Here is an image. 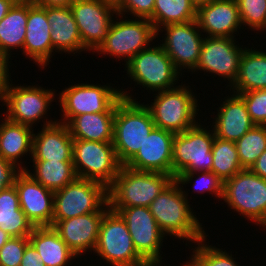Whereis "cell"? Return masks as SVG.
Segmentation results:
<instances>
[{
	"instance_id": "32",
	"label": "cell",
	"mask_w": 266,
	"mask_h": 266,
	"mask_svg": "<svg viewBox=\"0 0 266 266\" xmlns=\"http://www.w3.org/2000/svg\"><path fill=\"white\" fill-rule=\"evenodd\" d=\"M32 168L25 170L35 181L55 192L73 182L75 174L73 162L30 161Z\"/></svg>"
},
{
	"instance_id": "16",
	"label": "cell",
	"mask_w": 266,
	"mask_h": 266,
	"mask_svg": "<svg viewBox=\"0 0 266 266\" xmlns=\"http://www.w3.org/2000/svg\"><path fill=\"white\" fill-rule=\"evenodd\" d=\"M236 40L229 37L204 36L199 63L192 74L197 71H203L206 75L207 72L214 74L212 77L219 76L224 78L225 82L228 80L226 89L230 87L237 77L241 55L246 48Z\"/></svg>"
},
{
	"instance_id": "44",
	"label": "cell",
	"mask_w": 266,
	"mask_h": 266,
	"mask_svg": "<svg viewBox=\"0 0 266 266\" xmlns=\"http://www.w3.org/2000/svg\"><path fill=\"white\" fill-rule=\"evenodd\" d=\"M20 266H45L37 250L29 244L24 251Z\"/></svg>"
},
{
	"instance_id": "51",
	"label": "cell",
	"mask_w": 266,
	"mask_h": 266,
	"mask_svg": "<svg viewBox=\"0 0 266 266\" xmlns=\"http://www.w3.org/2000/svg\"><path fill=\"white\" fill-rule=\"evenodd\" d=\"M103 1L110 3L114 6H116L120 2V0H103Z\"/></svg>"
},
{
	"instance_id": "2",
	"label": "cell",
	"mask_w": 266,
	"mask_h": 266,
	"mask_svg": "<svg viewBox=\"0 0 266 266\" xmlns=\"http://www.w3.org/2000/svg\"><path fill=\"white\" fill-rule=\"evenodd\" d=\"M125 90L126 88L120 89L121 97L117 100L112 140L121 165H125L138 152L156 127L144 102L138 103L130 90Z\"/></svg>"
},
{
	"instance_id": "28",
	"label": "cell",
	"mask_w": 266,
	"mask_h": 266,
	"mask_svg": "<svg viewBox=\"0 0 266 266\" xmlns=\"http://www.w3.org/2000/svg\"><path fill=\"white\" fill-rule=\"evenodd\" d=\"M117 101L106 111L82 114L67 125L74 140L112 142Z\"/></svg>"
},
{
	"instance_id": "36",
	"label": "cell",
	"mask_w": 266,
	"mask_h": 266,
	"mask_svg": "<svg viewBox=\"0 0 266 266\" xmlns=\"http://www.w3.org/2000/svg\"><path fill=\"white\" fill-rule=\"evenodd\" d=\"M175 180L182 189L186 188L187 184L193 183L191 186L192 192H197V195L208 193L211 194L212 197L214 195L216 199L218 198L222 201L223 181L211 171L180 173L175 177ZM183 185L185 187H183Z\"/></svg>"
},
{
	"instance_id": "29",
	"label": "cell",
	"mask_w": 266,
	"mask_h": 266,
	"mask_svg": "<svg viewBox=\"0 0 266 266\" xmlns=\"http://www.w3.org/2000/svg\"><path fill=\"white\" fill-rule=\"evenodd\" d=\"M228 89L235 94L266 89V52L264 50L246 46L241 55L237 77Z\"/></svg>"
},
{
	"instance_id": "40",
	"label": "cell",
	"mask_w": 266,
	"mask_h": 266,
	"mask_svg": "<svg viewBox=\"0 0 266 266\" xmlns=\"http://www.w3.org/2000/svg\"><path fill=\"white\" fill-rule=\"evenodd\" d=\"M28 237H10L0 249V266H20Z\"/></svg>"
},
{
	"instance_id": "13",
	"label": "cell",
	"mask_w": 266,
	"mask_h": 266,
	"mask_svg": "<svg viewBox=\"0 0 266 266\" xmlns=\"http://www.w3.org/2000/svg\"><path fill=\"white\" fill-rule=\"evenodd\" d=\"M73 165L77 178L93 180L107 188L122 166L112 142L73 140Z\"/></svg>"
},
{
	"instance_id": "11",
	"label": "cell",
	"mask_w": 266,
	"mask_h": 266,
	"mask_svg": "<svg viewBox=\"0 0 266 266\" xmlns=\"http://www.w3.org/2000/svg\"><path fill=\"white\" fill-rule=\"evenodd\" d=\"M53 220H65L109 209L108 188L99 182L76 178L54 192Z\"/></svg>"
},
{
	"instance_id": "43",
	"label": "cell",
	"mask_w": 266,
	"mask_h": 266,
	"mask_svg": "<svg viewBox=\"0 0 266 266\" xmlns=\"http://www.w3.org/2000/svg\"><path fill=\"white\" fill-rule=\"evenodd\" d=\"M10 59L11 57L0 49V95L11 84L10 82L13 81L9 72L12 65L11 61H9Z\"/></svg>"
},
{
	"instance_id": "24",
	"label": "cell",
	"mask_w": 266,
	"mask_h": 266,
	"mask_svg": "<svg viewBox=\"0 0 266 266\" xmlns=\"http://www.w3.org/2000/svg\"><path fill=\"white\" fill-rule=\"evenodd\" d=\"M73 140L67 124L42 127L33 135L30 161L73 162Z\"/></svg>"
},
{
	"instance_id": "9",
	"label": "cell",
	"mask_w": 266,
	"mask_h": 266,
	"mask_svg": "<svg viewBox=\"0 0 266 266\" xmlns=\"http://www.w3.org/2000/svg\"><path fill=\"white\" fill-rule=\"evenodd\" d=\"M94 254L111 266H151L136 251L125 220L110 208L101 221Z\"/></svg>"
},
{
	"instance_id": "5",
	"label": "cell",
	"mask_w": 266,
	"mask_h": 266,
	"mask_svg": "<svg viewBox=\"0 0 266 266\" xmlns=\"http://www.w3.org/2000/svg\"><path fill=\"white\" fill-rule=\"evenodd\" d=\"M11 84L0 95V103L7 107L5 116L8 120L32 127L39 123L42 119L44 125L42 127L52 125L58 122L57 119H48V111H50L52 102H57L58 90L46 89L37 84L19 85ZM19 85V86H18ZM56 96V98H55ZM44 119V120H43ZM48 119V120H47ZM46 120V121H45Z\"/></svg>"
},
{
	"instance_id": "50",
	"label": "cell",
	"mask_w": 266,
	"mask_h": 266,
	"mask_svg": "<svg viewBox=\"0 0 266 266\" xmlns=\"http://www.w3.org/2000/svg\"><path fill=\"white\" fill-rule=\"evenodd\" d=\"M213 0H190V2L196 7V9L202 5L208 4Z\"/></svg>"
},
{
	"instance_id": "33",
	"label": "cell",
	"mask_w": 266,
	"mask_h": 266,
	"mask_svg": "<svg viewBox=\"0 0 266 266\" xmlns=\"http://www.w3.org/2000/svg\"><path fill=\"white\" fill-rule=\"evenodd\" d=\"M196 7L190 0H155L153 18L150 20L155 30L173 23L196 20Z\"/></svg>"
},
{
	"instance_id": "45",
	"label": "cell",
	"mask_w": 266,
	"mask_h": 266,
	"mask_svg": "<svg viewBox=\"0 0 266 266\" xmlns=\"http://www.w3.org/2000/svg\"><path fill=\"white\" fill-rule=\"evenodd\" d=\"M250 170L263 179H266V150L258 157Z\"/></svg>"
},
{
	"instance_id": "19",
	"label": "cell",
	"mask_w": 266,
	"mask_h": 266,
	"mask_svg": "<svg viewBox=\"0 0 266 266\" xmlns=\"http://www.w3.org/2000/svg\"><path fill=\"white\" fill-rule=\"evenodd\" d=\"M50 24L47 19V7L27 0V25L23 45V55L31 59L37 67L44 69L53 57Z\"/></svg>"
},
{
	"instance_id": "22",
	"label": "cell",
	"mask_w": 266,
	"mask_h": 266,
	"mask_svg": "<svg viewBox=\"0 0 266 266\" xmlns=\"http://www.w3.org/2000/svg\"><path fill=\"white\" fill-rule=\"evenodd\" d=\"M196 21L208 37L236 38L243 29L236 0H213L198 7Z\"/></svg>"
},
{
	"instance_id": "48",
	"label": "cell",
	"mask_w": 266,
	"mask_h": 266,
	"mask_svg": "<svg viewBox=\"0 0 266 266\" xmlns=\"http://www.w3.org/2000/svg\"><path fill=\"white\" fill-rule=\"evenodd\" d=\"M10 235L0 228V249L10 239Z\"/></svg>"
},
{
	"instance_id": "10",
	"label": "cell",
	"mask_w": 266,
	"mask_h": 266,
	"mask_svg": "<svg viewBox=\"0 0 266 266\" xmlns=\"http://www.w3.org/2000/svg\"><path fill=\"white\" fill-rule=\"evenodd\" d=\"M202 125L199 122L190 129L175 134L172 152L174 179L180 173L212 171L215 134L212 127Z\"/></svg>"
},
{
	"instance_id": "25",
	"label": "cell",
	"mask_w": 266,
	"mask_h": 266,
	"mask_svg": "<svg viewBox=\"0 0 266 266\" xmlns=\"http://www.w3.org/2000/svg\"><path fill=\"white\" fill-rule=\"evenodd\" d=\"M47 19L50 24L53 55L55 52L62 55H76L83 51L87 53L70 7H47Z\"/></svg>"
},
{
	"instance_id": "4",
	"label": "cell",
	"mask_w": 266,
	"mask_h": 266,
	"mask_svg": "<svg viewBox=\"0 0 266 266\" xmlns=\"http://www.w3.org/2000/svg\"><path fill=\"white\" fill-rule=\"evenodd\" d=\"M182 84L183 81L181 85L174 88L152 93L154 102L144 104L149 109L157 128L176 134L201 122L197 118L200 110L198 102L200 101L197 99L196 90L193 92L187 83Z\"/></svg>"
},
{
	"instance_id": "26",
	"label": "cell",
	"mask_w": 266,
	"mask_h": 266,
	"mask_svg": "<svg viewBox=\"0 0 266 266\" xmlns=\"http://www.w3.org/2000/svg\"><path fill=\"white\" fill-rule=\"evenodd\" d=\"M34 128L2 118L0 122V156L26 170L25 155L32 156ZM22 160V161H21ZM20 162V163H19ZM25 162V163H23Z\"/></svg>"
},
{
	"instance_id": "14",
	"label": "cell",
	"mask_w": 266,
	"mask_h": 266,
	"mask_svg": "<svg viewBox=\"0 0 266 266\" xmlns=\"http://www.w3.org/2000/svg\"><path fill=\"white\" fill-rule=\"evenodd\" d=\"M159 32L165 33L161 38L165 37L160 40L162 43L159 44L171 58L176 70L181 75H185L184 72H193L199 63L204 41L197 21L167 24L157 30V38L160 37Z\"/></svg>"
},
{
	"instance_id": "12",
	"label": "cell",
	"mask_w": 266,
	"mask_h": 266,
	"mask_svg": "<svg viewBox=\"0 0 266 266\" xmlns=\"http://www.w3.org/2000/svg\"><path fill=\"white\" fill-rule=\"evenodd\" d=\"M80 83L71 84L57 94L62 119L60 123L68 124L74 117L82 114L106 112L120 97V87L110 84Z\"/></svg>"
},
{
	"instance_id": "47",
	"label": "cell",
	"mask_w": 266,
	"mask_h": 266,
	"mask_svg": "<svg viewBox=\"0 0 266 266\" xmlns=\"http://www.w3.org/2000/svg\"><path fill=\"white\" fill-rule=\"evenodd\" d=\"M17 0H0V20L6 16Z\"/></svg>"
},
{
	"instance_id": "42",
	"label": "cell",
	"mask_w": 266,
	"mask_h": 266,
	"mask_svg": "<svg viewBox=\"0 0 266 266\" xmlns=\"http://www.w3.org/2000/svg\"><path fill=\"white\" fill-rule=\"evenodd\" d=\"M20 168L0 156V191L12 187Z\"/></svg>"
},
{
	"instance_id": "38",
	"label": "cell",
	"mask_w": 266,
	"mask_h": 266,
	"mask_svg": "<svg viewBox=\"0 0 266 266\" xmlns=\"http://www.w3.org/2000/svg\"><path fill=\"white\" fill-rule=\"evenodd\" d=\"M236 1L243 29H251L254 32L257 31V33L266 32V0Z\"/></svg>"
},
{
	"instance_id": "23",
	"label": "cell",
	"mask_w": 266,
	"mask_h": 266,
	"mask_svg": "<svg viewBox=\"0 0 266 266\" xmlns=\"http://www.w3.org/2000/svg\"><path fill=\"white\" fill-rule=\"evenodd\" d=\"M224 101L218 106L217 114L211 117L214 119L212 127L216 137L236 142L243 137L255 124L252 122L247 111L244 100L235 93L229 92Z\"/></svg>"
},
{
	"instance_id": "39",
	"label": "cell",
	"mask_w": 266,
	"mask_h": 266,
	"mask_svg": "<svg viewBox=\"0 0 266 266\" xmlns=\"http://www.w3.org/2000/svg\"><path fill=\"white\" fill-rule=\"evenodd\" d=\"M237 94L244 100L252 122L266 126V89Z\"/></svg>"
},
{
	"instance_id": "18",
	"label": "cell",
	"mask_w": 266,
	"mask_h": 266,
	"mask_svg": "<svg viewBox=\"0 0 266 266\" xmlns=\"http://www.w3.org/2000/svg\"><path fill=\"white\" fill-rule=\"evenodd\" d=\"M20 208L34 227L52 226L54 192L35 181L25 170L15 178Z\"/></svg>"
},
{
	"instance_id": "8",
	"label": "cell",
	"mask_w": 266,
	"mask_h": 266,
	"mask_svg": "<svg viewBox=\"0 0 266 266\" xmlns=\"http://www.w3.org/2000/svg\"><path fill=\"white\" fill-rule=\"evenodd\" d=\"M124 70L135 86H142L149 94L176 87L182 77L159 43L134 55Z\"/></svg>"
},
{
	"instance_id": "49",
	"label": "cell",
	"mask_w": 266,
	"mask_h": 266,
	"mask_svg": "<svg viewBox=\"0 0 266 266\" xmlns=\"http://www.w3.org/2000/svg\"><path fill=\"white\" fill-rule=\"evenodd\" d=\"M187 261H184L185 263L182 264L181 266H200L192 257H187ZM190 259V260H189ZM164 266H167L166 264L163 263ZM170 264H168L169 266Z\"/></svg>"
},
{
	"instance_id": "17",
	"label": "cell",
	"mask_w": 266,
	"mask_h": 266,
	"mask_svg": "<svg viewBox=\"0 0 266 266\" xmlns=\"http://www.w3.org/2000/svg\"><path fill=\"white\" fill-rule=\"evenodd\" d=\"M83 46L92 54L108 35L117 11L103 0H74L70 5Z\"/></svg>"
},
{
	"instance_id": "46",
	"label": "cell",
	"mask_w": 266,
	"mask_h": 266,
	"mask_svg": "<svg viewBox=\"0 0 266 266\" xmlns=\"http://www.w3.org/2000/svg\"><path fill=\"white\" fill-rule=\"evenodd\" d=\"M42 7H70L74 0H29Z\"/></svg>"
},
{
	"instance_id": "34",
	"label": "cell",
	"mask_w": 266,
	"mask_h": 266,
	"mask_svg": "<svg viewBox=\"0 0 266 266\" xmlns=\"http://www.w3.org/2000/svg\"><path fill=\"white\" fill-rule=\"evenodd\" d=\"M212 171L221 181L230 179L240 170L238 151L235 142L223 140L215 136L212 145Z\"/></svg>"
},
{
	"instance_id": "27",
	"label": "cell",
	"mask_w": 266,
	"mask_h": 266,
	"mask_svg": "<svg viewBox=\"0 0 266 266\" xmlns=\"http://www.w3.org/2000/svg\"><path fill=\"white\" fill-rule=\"evenodd\" d=\"M28 238L45 266H70L78 259L52 226L34 227Z\"/></svg>"
},
{
	"instance_id": "1",
	"label": "cell",
	"mask_w": 266,
	"mask_h": 266,
	"mask_svg": "<svg viewBox=\"0 0 266 266\" xmlns=\"http://www.w3.org/2000/svg\"><path fill=\"white\" fill-rule=\"evenodd\" d=\"M188 191L174 179L151 202L149 209L161 231L170 238L186 241L190 247L205 237L206 231L190 206ZM203 226V227H202ZM188 241V242H187ZM188 243V244H187Z\"/></svg>"
},
{
	"instance_id": "3",
	"label": "cell",
	"mask_w": 266,
	"mask_h": 266,
	"mask_svg": "<svg viewBox=\"0 0 266 266\" xmlns=\"http://www.w3.org/2000/svg\"><path fill=\"white\" fill-rule=\"evenodd\" d=\"M173 180L169 174L137 171L122 165L108 187L109 208L118 212L123 207H149Z\"/></svg>"
},
{
	"instance_id": "31",
	"label": "cell",
	"mask_w": 266,
	"mask_h": 266,
	"mask_svg": "<svg viewBox=\"0 0 266 266\" xmlns=\"http://www.w3.org/2000/svg\"><path fill=\"white\" fill-rule=\"evenodd\" d=\"M0 228L11 237H28L34 229L20 208L14 185L0 191Z\"/></svg>"
},
{
	"instance_id": "7",
	"label": "cell",
	"mask_w": 266,
	"mask_h": 266,
	"mask_svg": "<svg viewBox=\"0 0 266 266\" xmlns=\"http://www.w3.org/2000/svg\"><path fill=\"white\" fill-rule=\"evenodd\" d=\"M115 18L106 39L95 52L100 56L102 54L104 57L109 55V58H118L119 61L124 59L126 64L134 55L153 44V40L157 38V31L146 18L130 19L127 15L119 14Z\"/></svg>"
},
{
	"instance_id": "15",
	"label": "cell",
	"mask_w": 266,
	"mask_h": 266,
	"mask_svg": "<svg viewBox=\"0 0 266 266\" xmlns=\"http://www.w3.org/2000/svg\"><path fill=\"white\" fill-rule=\"evenodd\" d=\"M118 213L127 224L136 251L151 266H163L161 247L167 237L157 225L149 207H123Z\"/></svg>"
},
{
	"instance_id": "6",
	"label": "cell",
	"mask_w": 266,
	"mask_h": 266,
	"mask_svg": "<svg viewBox=\"0 0 266 266\" xmlns=\"http://www.w3.org/2000/svg\"><path fill=\"white\" fill-rule=\"evenodd\" d=\"M222 200L233 213L266 229V179L242 169L223 182Z\"/></svg>"
},
{
	"instance_id": "37",
	"label": "cell",
	"mask_w": 266,
	"mask_h": 266,
	"mask_svg": "<svg viewBox=\"0 0 266 266\" xmlns=\"http://www.w3.org/2000/svg\"><path fill=\"white\" fill-rule=\"evenodd\" d=\"M206 241H208L207 237L194 243V246L191 247L192 253L189 255L200 266H241L236 262L234 255L222 248H218V245L217 247L213 246V244L209 245L210 241Z\"/></svg>"
},
{
	"instance_id": "35",
	"label": "cell",
	"mask_w": 266,
	"mask_h": 266,
	"mask_svg": "<svg viewBox=\"0 0 266 266\" xmlns=\"http://www.w3.org/2000/svg\"><path fill=\"white\" fill-rule=\"evenodd\" d=\"M235 144L242 168L250 169L266 150V126L255 125Z\"/></svg>"
},
{
	"instance_id": "41",
	"label": "cell",
	"mask_w": 266,
	"mask_h": 266,
	"mask_svg": "<svg viewBox=\"0 0 266 266\" xmlns=\"http://www.w3.org/2000/svg\"><path fill=\"white\" fill-rule=\"evenodd\" d=\"M155 0H120L115 6L117 14L131 18H153Z\"/></svg>"
},
{
	"instance_id": "30",
	"label": "cell",
	"mask_w": 266,
	"mask_h": 266,
	"mask_svg": "<svg viewBox=\"0 0 266 266\" xmlns=\"http://www.w3.org/2000/svg\"><path fill=\"white\" fill-rule=\"evenodd\" d=\"M27 0H17L0 20V49L10 57L12 50L22 49L26 36Z\"/></svg>"
},
{
	"instance_id": "21",
	"label": "cell",
	"mask_w": 266,
	"mask_h": 266,
	"mask_svg": "<svg viewBox=\"0 0 266 266\" xmlns=\"http://www.w3.org/2000/svg\"><path fill=\"white\" fill-rule=\"evenodd\" d=\"M104 213L92 212L70 219L53 220L52 227L69 249L81 258L86 252H94Z\"/></svg>"
},
{
	"instance_id": "20",
	"label": "cell",
	"mask_w": 266,
	"mask_h": 266,
	"mask_svg": "<svg viewBox=\"0 0 266 266\" xmlns=\"http://www.w3.org/2000/svg\"><path fill=\"white\" fill-rule=\"evenodd\" d=\"M175 133L155 127L138 152L125 164L137 171L159 172L172 176Z\"/></svg>"
}]
</instances>
